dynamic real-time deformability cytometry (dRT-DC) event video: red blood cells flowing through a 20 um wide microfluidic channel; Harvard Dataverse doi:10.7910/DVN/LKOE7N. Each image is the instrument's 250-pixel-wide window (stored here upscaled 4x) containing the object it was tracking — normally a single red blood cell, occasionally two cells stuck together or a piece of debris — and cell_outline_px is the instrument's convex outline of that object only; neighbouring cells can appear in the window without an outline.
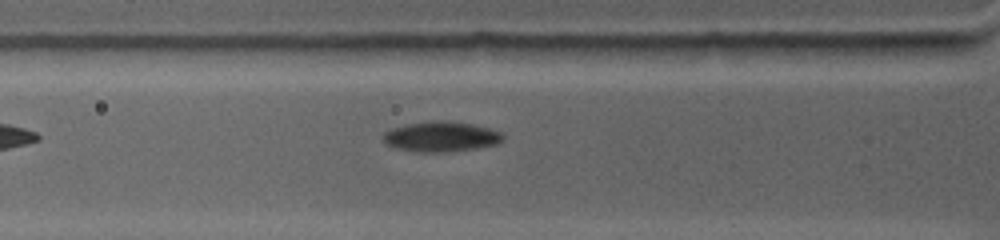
{"species": "common noctule bat (a hibernating species)", "species_latin": "Nyctalus noctula", "temperature_condition": "warm", "stored_images_in_passage": 31, "camera_frame_rate_fps": 4500, "um_per_image_px": 0.085, "animal": {"sex": "female", "body_mass_g": 19.0, "forearm_length_mm": 53.3}, "frame": {"image": 1, "passage_image": 2, "time_ms": 0.444, "image_size_px": [1000, 240], "cell_outline_px": [[504, 140], [496, 144], [476, 148], [440, 152], [420, 152], [396, 148], [384, 144], [384, 132], [392, 128], [404, 124], [432, 120], [448, 120], [472, 124], [488, 128], [500, 132], [504, 136]], "centroid_in_image_um": [37.46, 11.6], "position_along_channel_um": 88.3, "area_um2": 21.1}}
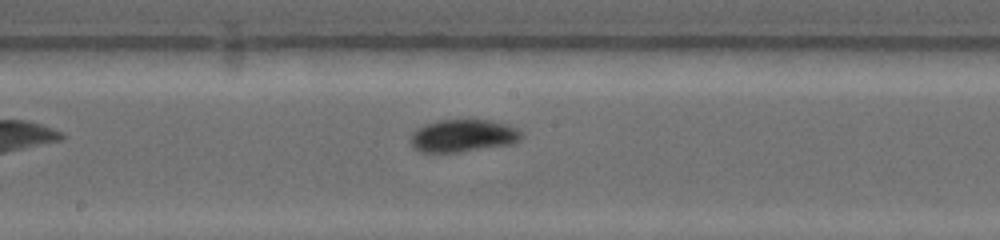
{"frame": {"image": 2, "passage_image": 11, "time_ms": 3.778, "image_size_px": [1000, 240], "cell_outline_px": [[524, 136], [520, 140], [512, 144], [460, 152], [420, 152], [412, 148], [408, 140], [412, 132], [416, 128], [424, 124], [440, 120], [492, 120], [508, 124], [520, 128]], "centroid_in_image_um": [39.36, 11.54], "position_along_channel_um": 208.8, "area_um2": 21.56}}
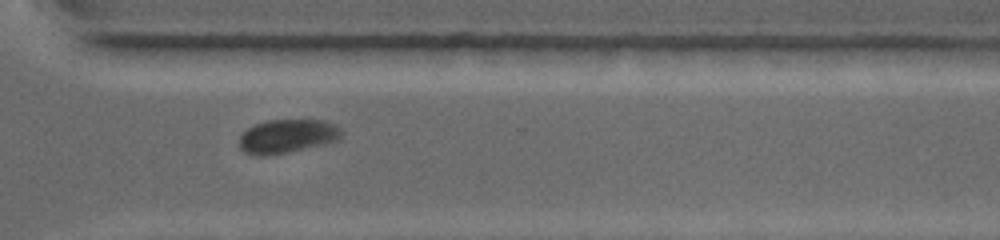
{"frame": {"image": 3, "passage_image": 21, "time_ms": 7.556, "image_size_px": [1000, 240], "cell_outline_px": [[344, 132], [340, 140], [328, 144], [288, 152], [260, 156], [244, 152], [240, 148], [240, 136], [248, 128], [256, 124], [268, 120], [324, 120], [336, 124]], "centroid_in_image_um": [24.5, 11.57], "position_along_channel_um": 346.1, "area_um2": 20.29}}